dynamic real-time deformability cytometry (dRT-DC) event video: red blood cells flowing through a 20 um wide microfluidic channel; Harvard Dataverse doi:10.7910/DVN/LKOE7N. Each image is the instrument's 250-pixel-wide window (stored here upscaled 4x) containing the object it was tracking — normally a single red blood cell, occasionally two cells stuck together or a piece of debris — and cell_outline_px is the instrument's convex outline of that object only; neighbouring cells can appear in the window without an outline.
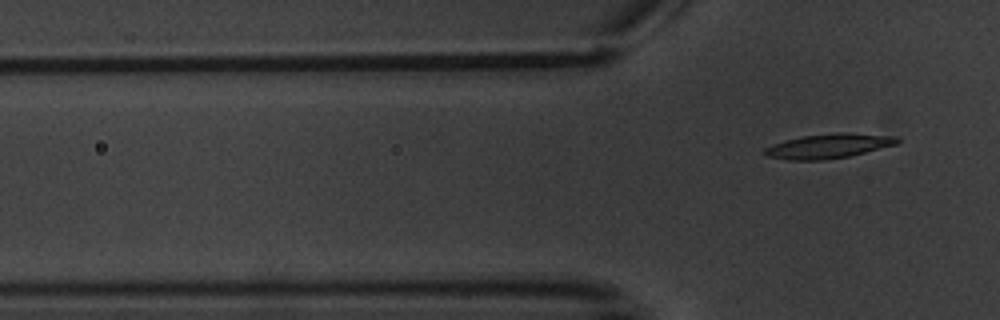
{"species": "common noctule bat (a hibernating species)", "species_latin": "Nyctalus noctula", "temperature_condition": "warm", "stored_images_in_passage": 7, "camera_frame_rate_fps": 3000, "um_per_image_px": 0.085, "animal": {"sex": "male", "body_mass_g": 20.1, "forearm_length_mm": 53.5}, "frame": {"image": 1, "passage_image": 7, "time_ms": 8.0, "image_size_px": [1000, 320], "cell_outline_px": [[900, 140], [896, 144], [848, 156], [824, 160], [788, 160], [768, 156], [764, 152], [764, 148], [772, 144], [784, 140], [804, 136], [840, 132], [900, 136]], "centroid_in_image_um": [70.43, 12.4], "position_along_channel_um": 55.4, "area_um2": 18.79}}